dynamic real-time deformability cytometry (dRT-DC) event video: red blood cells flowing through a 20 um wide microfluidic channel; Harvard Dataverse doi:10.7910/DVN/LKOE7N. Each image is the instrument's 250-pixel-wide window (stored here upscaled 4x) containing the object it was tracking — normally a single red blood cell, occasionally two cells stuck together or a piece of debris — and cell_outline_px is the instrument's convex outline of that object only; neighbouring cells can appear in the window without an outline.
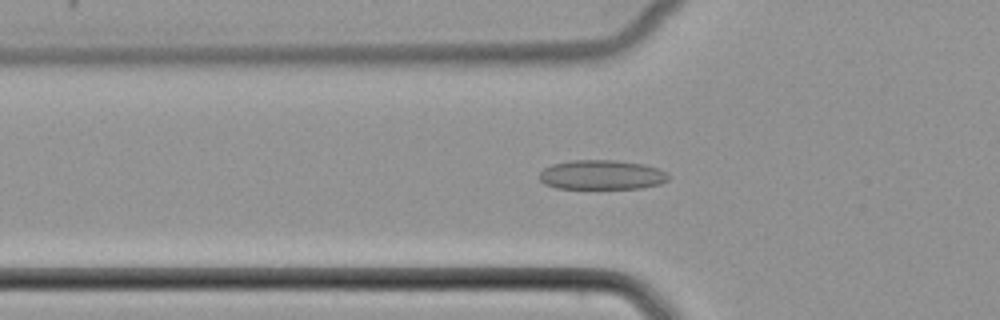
{"species": "common noctule bat (a hibernating species)", "species_latin": "Nyctalus noctula", "temperature_condition": "cold", "stored_images_in_passage": 41, "camera_frame_rate_fps": 3000, "um_per_image_px": 0.085, "animal": {"sex": "female", "body_mass_g": 22.7, "forearm_length_mm": 54.2}, "frame": {"image": 1, "passage_image": 8, "time_ms": 2.333, "image_size_px": [1000, 320], "cell_outline_px": [[668, 180], [660, 184], [640, 188], [556, 188], [544, 184], [540, 180], [540, 172], [544, 168], [552, 164], [572, 160], [616, 160], [644, 164], [668, 172]], "centroid_in_image_um": [51.14, 14.86], "position_along_channel_um": 74.7, "area_um2": 22.2}}
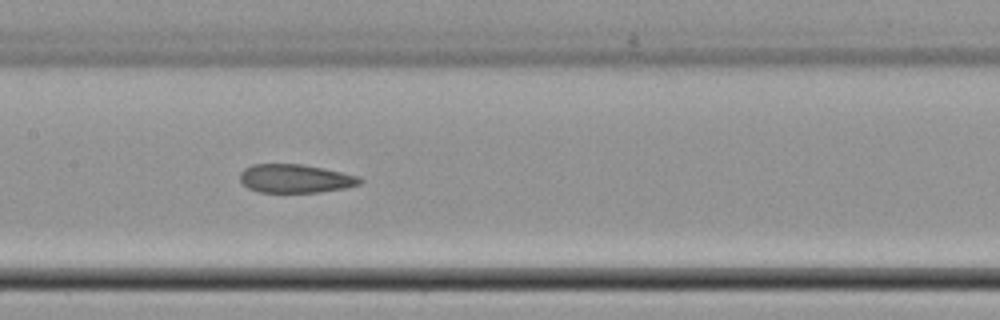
{"frame": {"image": 2, "passage_image": 16, "time_ms": 5.0, "image_size_px": [1000, 320], "cell_outline_px": [[364, 180], [360, 184], [344, 188], [320, 192], [260, 192], [248, 188], [240, 180], [240, 172], [244, 168], [252, 164], [304, 164], [324, 168], [360, 176]], "centroid_in_image_um": [25.12, 15.17], "position_along_channel_um": 182.3, "area_um2": 20.06}}
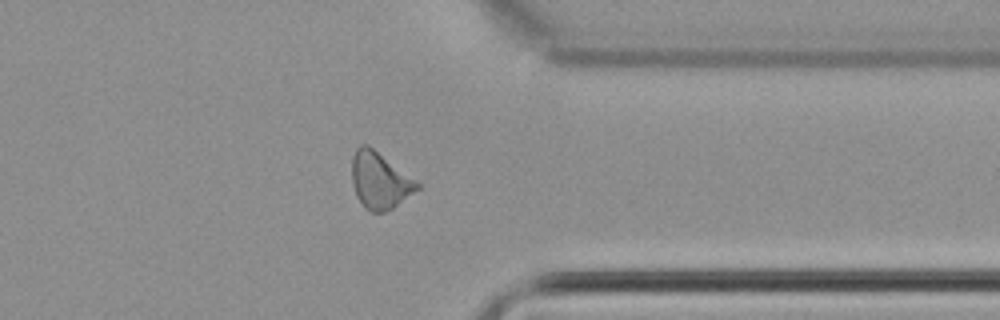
{"frame": {"image": 3, "passage_image": 31, "time_ms": 10.0, "image_size_px": [1000, 320], "cell_outline_px": [[420, 188], [392, 208], [384, 212], [372, 212], [364, 208], [356, 196], [352, 184], [352, 156], [356, 148], [360, 144], [368, 144], [416, 180], [420, 184]], "centroid_in_image_um": [32.25, 15.33], "position_along_channel_um": 379.2, "area_um2": 21.5}}